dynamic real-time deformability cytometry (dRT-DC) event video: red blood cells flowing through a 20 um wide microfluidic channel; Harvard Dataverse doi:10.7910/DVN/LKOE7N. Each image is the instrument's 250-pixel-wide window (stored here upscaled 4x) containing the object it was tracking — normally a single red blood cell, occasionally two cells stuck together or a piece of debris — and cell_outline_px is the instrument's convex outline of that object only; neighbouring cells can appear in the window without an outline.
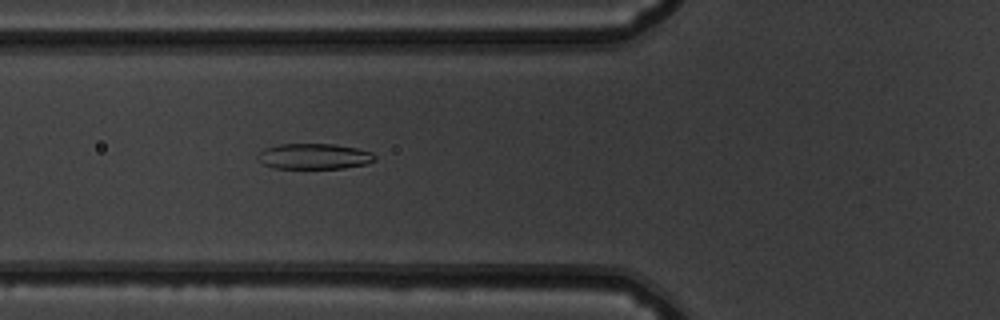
{"species": "common noctule bat (a hibernating species)", "species_latin": "Nyctalus noctula", "temperature_condition": "warm", "stored_images_in_passage": 49, "camera_frame_rate_fps": 3000, "um_per_image_px": 0.085, "animal": {"sex": "male", "body_mass_g": 19.5, "forearm_length_mm": 54.6}, "frame": {"image": 1, "passage_image": 16, "time_ms": 5.0, "image_size_px": [1000, 320], "cell_outline_px": [[376, 160], [364, 164], [344, 168], [272, 168], [264, 164], [256, 156], [264, 148], [280, 144], [336, 144], [356, 148], [372, 152], [376, 156]], "centroid_in_image_um": [26.71, 13.28], "position_along_channel_um": 99.1, "area_um2": 17.46}}
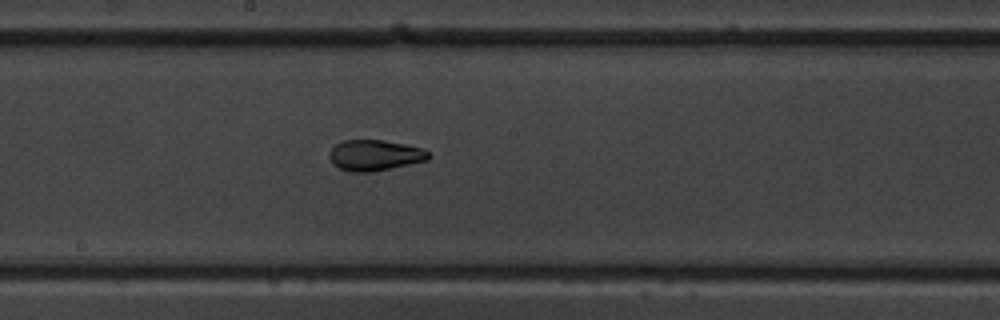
{"frame": {"image": 2, "passage_image": 25, "time_ms": 8.0, "image_size_px": [1000, 320], "cell_outline_px": [[432, 156], [428, 160], [392, 168], [372, 172], [352, 172], [340, 168], [332, 164], [328, 156], [328, 152], [336, 144], [344, 140], [384, 140], [424, 148]], "centroid_in_image_um": [31.86, 13.2], "position_along_channel_um": 216.3, "area_um2": 17.98}}
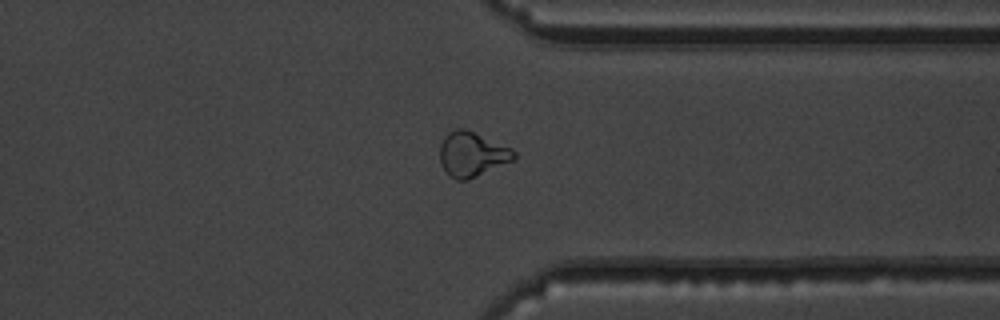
{"frame": {"image": 3, "passage_image": 37, "time_ms": 12.0, "image_size_px": [1000, 320], "cell_outline_px": [[516, 156], [512, 160], [468, 180], [456, 180], [444, 168], [440, 160], [440, 144], [444, 136], [448, 132], [456, 128], [464, 128], [512, 148], [516, 152]], "centroid_in_image_um": [40.11, 13.09], "position_along_channel_um": 371.3, "area_um2": 19.02}, "authors_computed_cell_mechanics": {"area_um2": 19.0162, "velocity_mm_per_s": 3.9136, "shape_relaxation_time_tau1_ms": 4.4963, "shape_relaxation_time_tau2_ms": 1.3621, "deformation_change_tau1": 0.1736, "deformation_change_tau2": 0.0685}}